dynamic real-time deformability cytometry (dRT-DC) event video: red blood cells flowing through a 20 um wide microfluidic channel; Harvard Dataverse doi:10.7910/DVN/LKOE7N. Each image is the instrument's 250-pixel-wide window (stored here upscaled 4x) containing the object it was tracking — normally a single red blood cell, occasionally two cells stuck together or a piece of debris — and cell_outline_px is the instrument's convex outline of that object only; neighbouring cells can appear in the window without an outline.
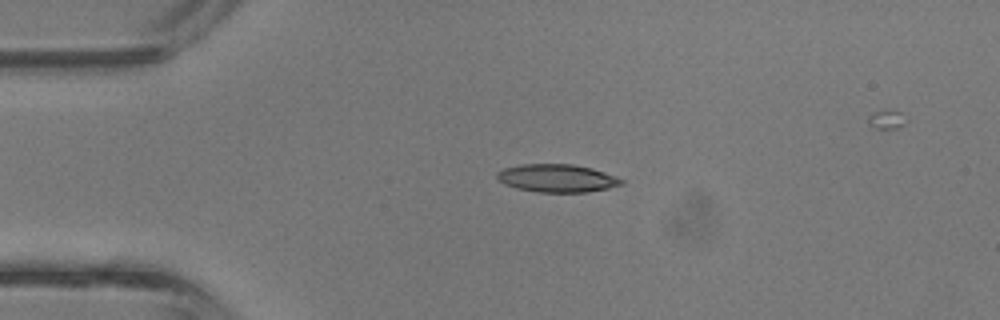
{"species": "common noctule bat (a hibernating species)", "species_latin": "Nyctalus noctula", "temperature_condition": "room temperature", "stored_images_in_passage": 31, "camera_frame_rate_fps": 3000, "um_per_image_px": 0.085, "animal": {"sex": "male", "body_mass_g": 13.3}, "frame": {"image": 1, "passage_image": 1, "time_ms": 0.0, "image_size_px": [1000, 320], "cell_outline_px": [[624, 184], [608, 188], [588, 192], [536, 192], [516, 188], [504, 184], [496, 180], [496, 172], [504, 168], [524, 164], [572, 164], [592, 168], [616, 176], [624, 180]], "centroid_in_image_um": [47.33, 15.15], "position_along_channel_um": 37.7, "area_um2": 20.4}}
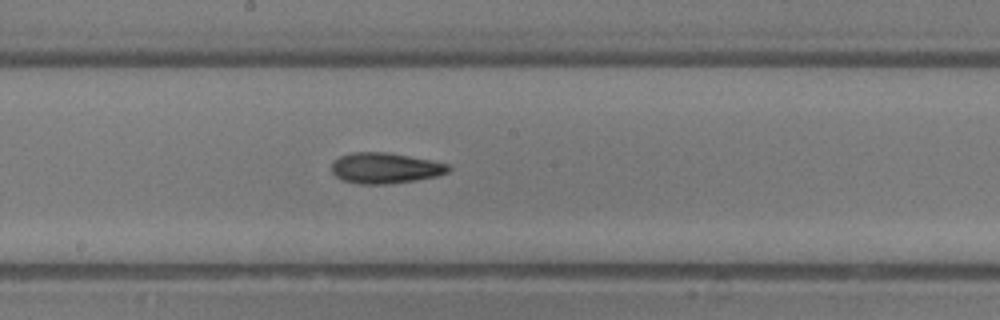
{"frame": {"image": 2, "passage_image": 14, "time_ms": 4.333, "image_size_px": [1000, 320], "cell_outline_px": [[452, 168], [448, 172], [436, 176], [416, 180], [388, 184], [360, 184], [344, 180], [336, 176], [332, 172], [332, 164], [340, 156], [352, 152], [388, 152], [432, 160], [448, 164]], "centroid_in_image_um": [32.77, 14.28], "position_along_channel_um": 215.4, "area_um2": 20.87}}
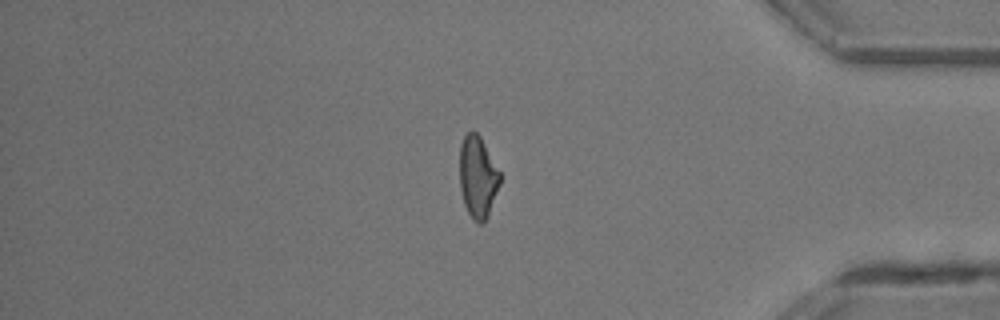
{"frame": {"image": 3, "passage_image": 27, "time_ms": 8.667, "image_size_px": [1000, 320], "cell_outline_px": [[500, 184], [488, 216], [480, 224], [472, 220], [464, 204], [460, 188], [460, 144], [464, 136], [472, 128], [480, 136], [500, 172]], "centroid_in_image_um": [40.6, 15.03], "position_along_channel_um": 394.6, "area_um2": 19.25}}